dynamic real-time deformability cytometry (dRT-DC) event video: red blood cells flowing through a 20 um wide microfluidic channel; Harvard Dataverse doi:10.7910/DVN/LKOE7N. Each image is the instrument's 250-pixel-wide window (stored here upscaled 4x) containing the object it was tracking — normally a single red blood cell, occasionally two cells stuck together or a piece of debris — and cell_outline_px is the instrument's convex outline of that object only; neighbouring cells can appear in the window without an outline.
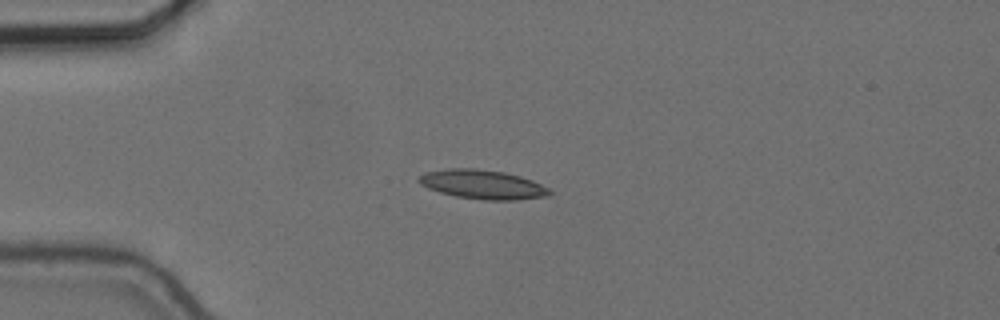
{"species": "common noctule bat (a hibernating species)", "species_latin": "Nyctalus noctula", "temperature_condition": "cold", "stored_images_in_passage": 24, "camera_frame_rate_fps": 3000, "um_per_image_px": 0.085, "animal": {"sex": "female", "body_mass_g": 24.6, "forearm_length_mm": 56.2}, "frame": {"image": 1, "passage_image": 1, "time_ms": 0.0, "image_size_px": [1000, 320], "cell_outline_px": [[552, 192], [548, 196], [516, 200], [484, 200], [456, 196], [440, 192], [428, 188], [420, 184], [416, 180], [424, 172], [448, 168], [476, 168], [504, 172], [520, 176], [532, 180], [548, 188]], "centroid_in_image_um": [41.0, 15.67], "position_along_channel_um": 44.0, "area_um2": 22.25}}
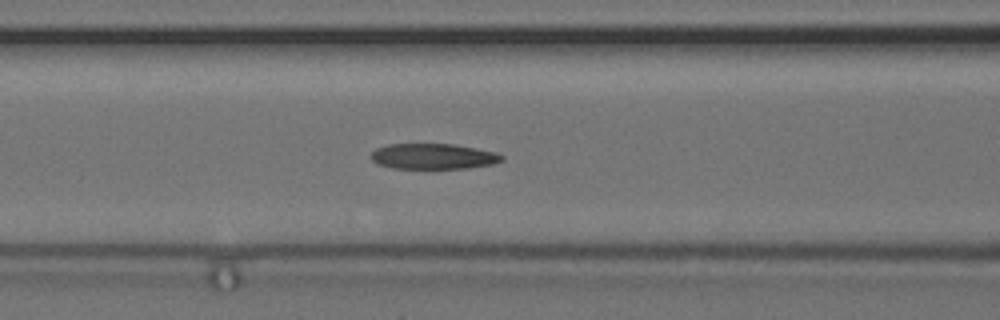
{"frame": {"image": 2, "passage_image": 10, "time_ms": 3.0, "image_size_px": [1000, 320], "cell_outline_px": [[504, 160], [492, 164], [468, 168], [392, 168], [376, 164], [372, 160], [372, 152], [376, 148], [388, 144], [452, 144], [476, 148], [496, 152], [504, 156]], "centroid_in_image_um": [36.83, 13.29], "position_along_channel_um": 129.8, "area_um2": 19.48}}
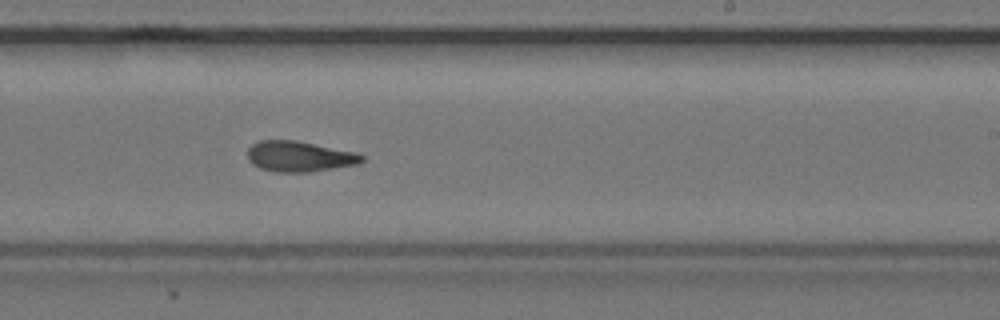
{"frame": {"image": 3, "passage_image": 21, "time_ms": 6.667, "image_size_px": [1000, 320], "cell_outline_px": [[364, 160], [356, 164], [308, 172], [276, 172], [260, 168], [252, 164], [248, 160], [248, 148], [252, 144], [260, 140], [296, 140], [356, 152], [364, 156]], "centroid_in_image_um": [25.42, 13.29], "position_along_channel_um": 263.6, "area_um2": 20.29}}